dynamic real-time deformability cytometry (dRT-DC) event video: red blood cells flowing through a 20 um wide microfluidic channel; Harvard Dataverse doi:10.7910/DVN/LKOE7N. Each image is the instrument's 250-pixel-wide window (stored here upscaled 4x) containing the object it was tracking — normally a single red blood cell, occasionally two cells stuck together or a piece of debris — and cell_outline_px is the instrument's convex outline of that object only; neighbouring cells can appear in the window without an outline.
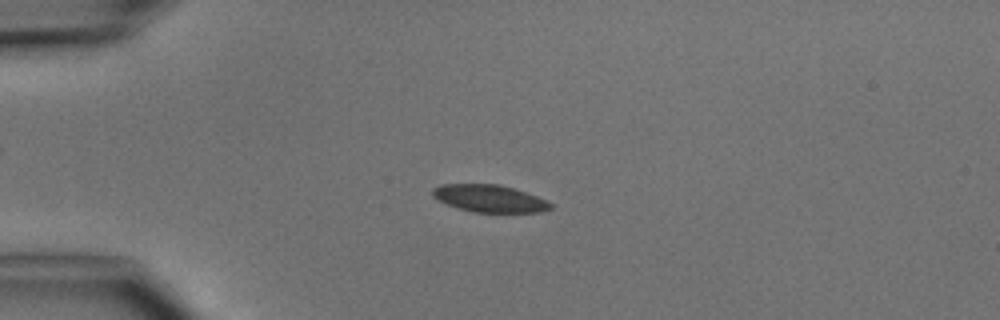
{"species": "common noctule bat (a hibernating species)", "species_latin": "Nyctalus noctula", "temperature_condition": "cold", "stored_images_in_passage": 5, "camera_frame_rate_fps": 3000, "um_per_image_px": 0.085, "animal": {"sex": "male", "body_mass_g": 15.6}, "frame": {"image": 1, "passage_image": 2, "time_ms": 1.333, "image_size_px": [1000, 320], "cell_outline_px": [[552, 208], [544, 212], [472, 212], [448, 204], [432, 196], [432, 188], [440, 184], [500, 184], [548, 200], [552, 204]], "centroid_in_image_um": [41.62, 16.87], "position_along_channel_um": 43.4, "area_um2": 18.67}}